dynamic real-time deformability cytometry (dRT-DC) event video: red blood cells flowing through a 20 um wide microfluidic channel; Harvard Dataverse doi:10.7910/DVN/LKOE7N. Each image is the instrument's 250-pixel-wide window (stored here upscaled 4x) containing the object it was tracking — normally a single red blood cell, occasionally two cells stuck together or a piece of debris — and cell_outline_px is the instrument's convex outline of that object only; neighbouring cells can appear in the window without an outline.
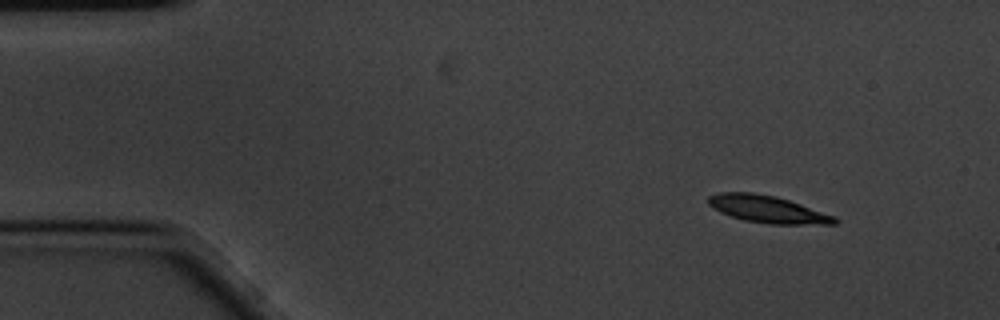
{"species": "common noctule bat (a hibernating species)", "species_latin": "Nyctalus noctula", "temperature_condition": "cold", "stored_images_in_passage": 53, "camera_frame_rate_fps": 3000, "um_per_image_px": 0.085, "animal": {"sex": "male", "body_mass_g": 20.1, "forearm_length_mm": 53.5}, "frame": {"image": 1, "passage_image": 1, "time_ms": 0.0, "image_size_px": [1000, 320], "cell_outline_px": [[840, 220], [836, 224], [768, 224], [744, 220], [720, 212], [712, 208], [708, 204], [708, 196], [720, 192], [752, 192], [776, 196], [836, 216]], "centroid_in_image_um": [65.25, 17.78], "position_along_channel_um": 19.8, "area_um2": 20.06}}
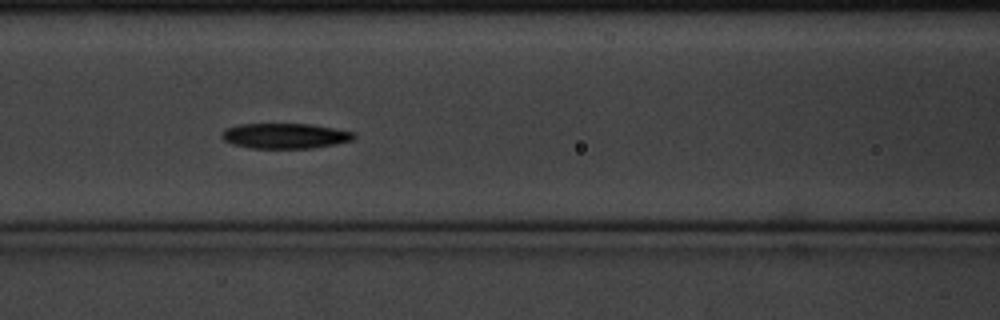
{"frame": {"image": 2, "passage_image": 19, "time_ms": 6.0, "image_size_px": [1000, 320], "cell_outline_px": [[356, 136], [352, 140], [336, 144], [312, 148], [248, 148], [232, 144], [224, 140], [220, 136], [224, 128], [240, 124], [308, 124], [356, 132]], "centroid_in_image_um": [24.2, 11.55], "position_along_channel_um": 142.4, "area_um2": 19.54}}
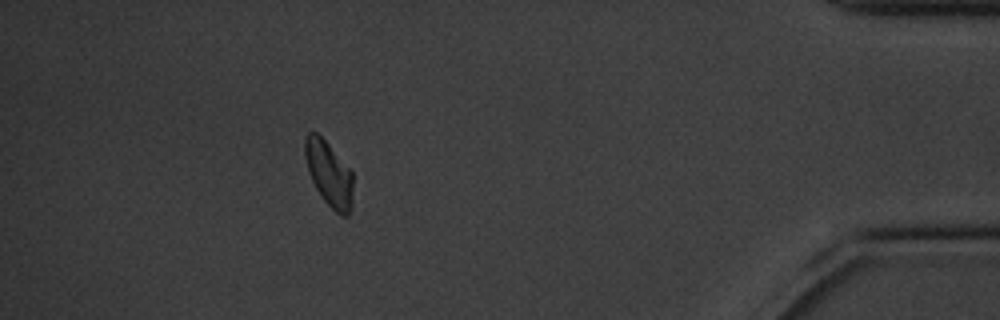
{"frame": {"image": 3, "passage_image": 47, "time_ms": 15.333, "image_size_px": [1000, 320], "cell_outline_px": [[352, 208], [348, 216], [340, 216], [324, 200], [316, 188], [308, 172], [304, 156], [304, 140], [308, 132], [316, 132], [328, 144], [352, 172]], "centroid_in_image_um": [27.95, 14.78], "position_along_channel_um": 407.3, "area_um2": 18.09}, "authors_computed_cell_mechanics": {"area_um2": 19.3052, "velocity_mm_per_s": 3.4033, "shape_relaxation_time_tau1_ms": 3.5486, "shape_relaxation_time_tau2_ms": null, "deformation_change_tau1": 0.1171, "deformation_change_tau2": null}}